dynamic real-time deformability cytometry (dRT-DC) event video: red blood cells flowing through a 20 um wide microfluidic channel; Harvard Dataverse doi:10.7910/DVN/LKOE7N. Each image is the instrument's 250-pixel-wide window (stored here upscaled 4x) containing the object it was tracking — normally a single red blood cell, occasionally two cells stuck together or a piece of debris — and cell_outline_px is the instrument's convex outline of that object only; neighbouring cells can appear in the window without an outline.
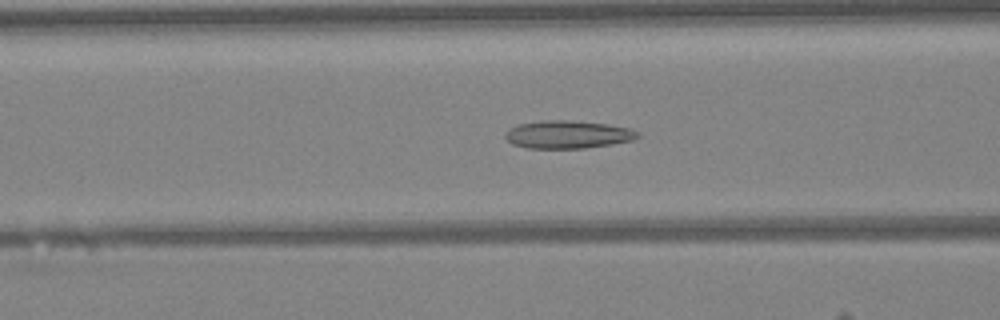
{"species": "Egyptian fruit bat (a non-hibernating species)", "species_latin": "Rousettus aegyptiacus", "temperature_condition": "warm", "stored_images_in_passage": 47, "camera_frame_rate_fps": 3000, "um_per_image_px": 0.085, "animal": {"sex": "female"}, "frame": {"image": 1, "passage_image": 18, "time_ms": 5.667, "image_size_px": [1000, 320], "cell_outline_px": [[640, 136], [632, 140], [612, 144], [584, 148], [528, 148], [512, 144], [504, 136], [512, 128], [520, 124], [544, 120], [568, 120], [608, 124], [628, 128], [640, 132]], "centroid_in_image_um": [48.3, 11.43], "position_along_channel_um": 118.3, "area_um2": 21.27}}
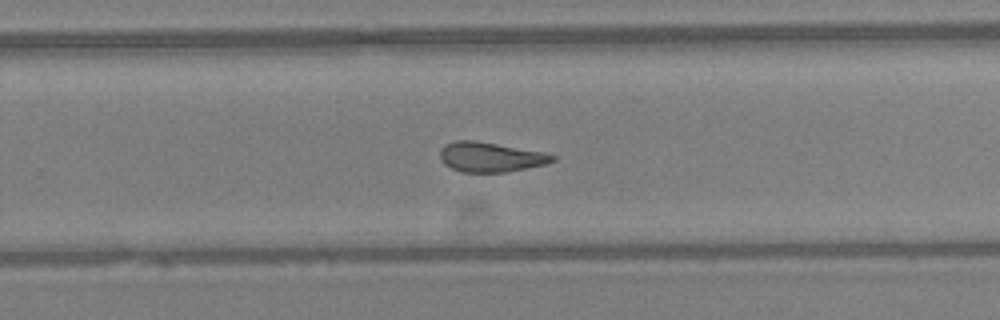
{"frame": {"image": 2, "passage_image": 30, "time_ms": 9.667, "image_size_px": [1000, 320], "cell_outline_px": [[556, 160], [544, 164], [504, 172], [460, 172], [444, 164], [440, 156], [440, 148], [444, 144], [456, 140], [472, 140], [496, 144], [540, 152], [556, 156]], "centroid_in_image_um": [41.61, 13.35], "position_along_channel_um": 288.2, "area_um2": 19.13}}
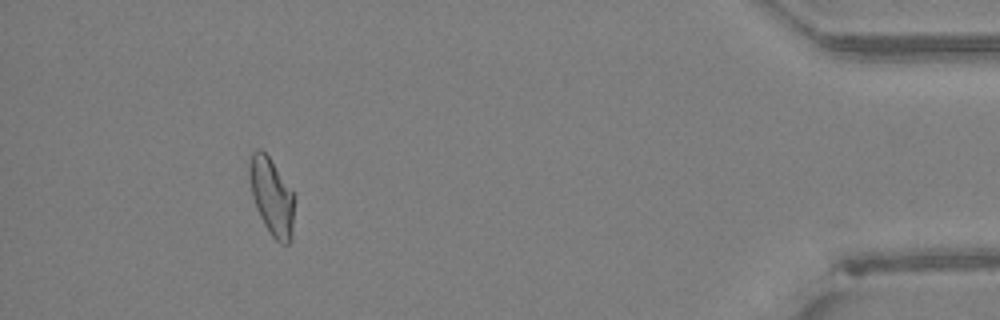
{"frame": {"image": 3, "passage_image": 43, "time_ms": 14.0, "image_size_px": [1000, 320], "cell_outline_px": [[292, 240], [288, 244], [280, 244], [272, 236], [264, 224], [256, 208], [252, 196], [248, 176], [248, 164], [252, 152], [260, 148], [268, 156], [292, 192]], "centroid_in_image_um": [23.04, 16.71], "position_along_channel_um": 412.2, "area_um2": 19.77}, "authors_computed_cell_mechanics": {"area_um2": 20.2878, "velocity_mm_per_s": 4.2697, "shape_relaxation_time_tau1_ms": null, "shape_relaxation_time_tau2_ms": 3.2033, "deformation_change_tau1": null, "deformation_change_tau2": 0.1237}}